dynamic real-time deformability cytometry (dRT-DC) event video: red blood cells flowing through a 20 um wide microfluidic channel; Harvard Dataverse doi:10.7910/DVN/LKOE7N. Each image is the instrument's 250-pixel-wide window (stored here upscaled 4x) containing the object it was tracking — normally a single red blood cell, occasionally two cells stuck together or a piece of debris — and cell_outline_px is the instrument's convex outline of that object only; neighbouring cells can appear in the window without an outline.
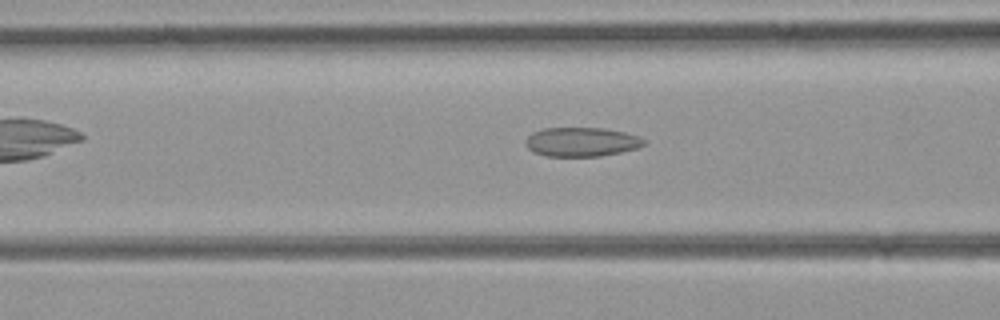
{"species": "common noctule bat (a hibernating species)", "species_latin": "Nyctalus noctula", "temperature_condition": "room temperature", "stored_images_in_passage": 37, "camera_frame_rate_fps": 3000, "um_per_image_px": 0.085, "animal": {"sex": "female", "body_mass_g": 21.9}, "frame": {"image": 1, "passage_image": 10, "time_ms": 3.0, "image_size_px": [1000, 320], "cell_outline_px": [[644, 144], [636, 148], [620, 152], [600, 156], [544, 156], [528, 148], [524, 144], [524, 140], [532, 132], [544, 128], [604, 128], [624, 132], [640, 136], [644, 140]], "centroid_in_image_um": [49.4, 12.05], "position_along_channel_um": 117.2, "area_um2": 20.06}}
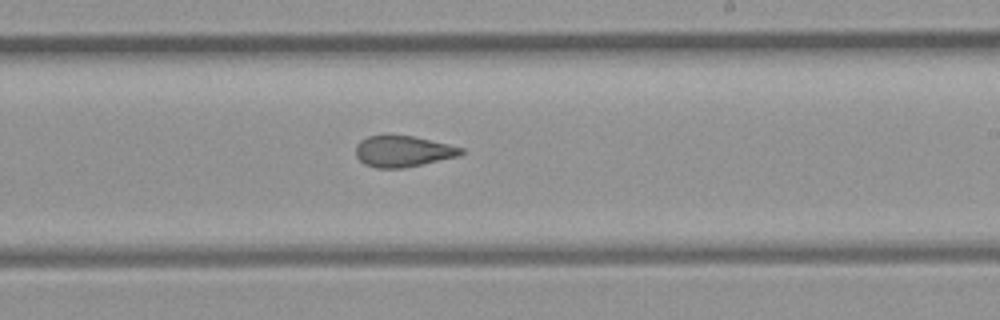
{"frame": {"image": 2, "passage_image": 20, "time_ms": 6.333, "image_size_px": [1000, 320], "cell_outline_px": [[464, 152], [460, 156], [404, 168], [376, 168], [364, 164], [356, 156], [356, 144], [360, 140], [368, 136], [412, 136], [448, 144], [464, 148]], "centroid_in_image_um": [34.26, 12.87], "position_along_channel_um": 254.7, "area_um2": 19.02}}
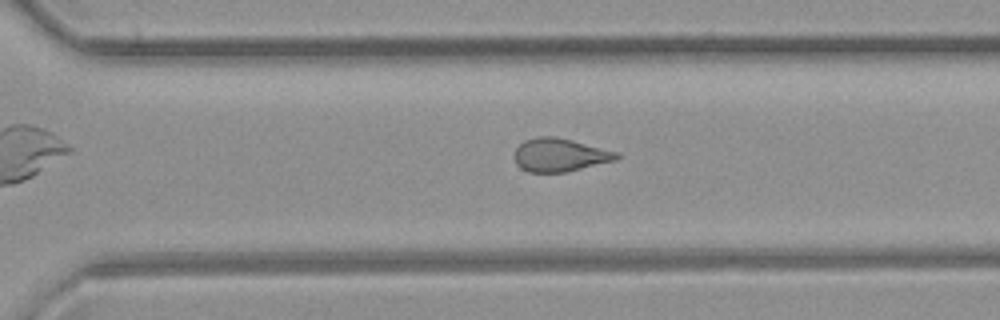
{"frame": {"image": 3, "passage_image": 25, "time_ms": 8.0, "image_size_px": [1000, 320], "cell_outline_px": [[620, 156], [616, 160], [564, 172], [528, 172], [520, 168], [516, 164], [512, 156], [512, 152], [524, 140], [536, 136], [556, 136], [620, 152]], "centroid_in_image_um": [47.54, 13.16], "position_along_channel_um": 323.1, "area_um2": 20.06}}